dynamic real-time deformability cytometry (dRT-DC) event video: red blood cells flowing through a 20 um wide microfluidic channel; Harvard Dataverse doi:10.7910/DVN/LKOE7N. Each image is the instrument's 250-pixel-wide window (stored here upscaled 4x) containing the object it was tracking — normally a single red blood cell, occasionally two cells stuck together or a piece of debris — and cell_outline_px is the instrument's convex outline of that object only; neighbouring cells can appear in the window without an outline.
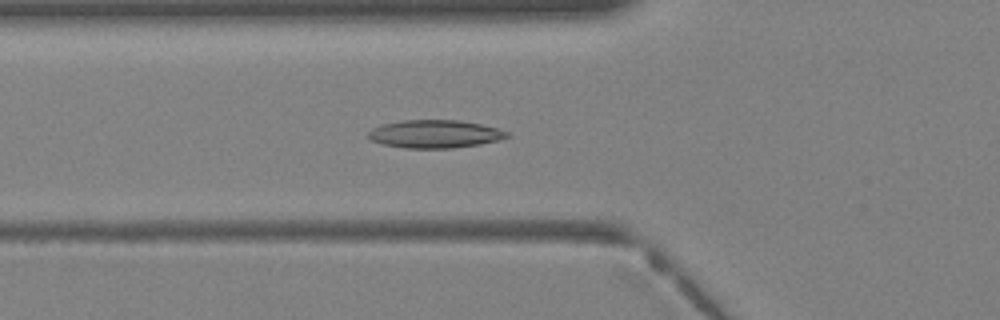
{"species": "Egyptian fruit bat (a non-hibernating species)", "species_latin": "Rousettus aegyptiacus", "temperature_condition": "warm", "stored_images_in_passage": 40, "camera_frame_rate_fps": 3000, "um_per_image_px": 0.085, "animal": {"sex": "female"}, "frame": {"image": 1, "passage_image": 15, "time_ms": 4.667, "image_size_px": [1000, 320], "cell_outline_px": [[512, 136], [500, 140], [480, 144], [452, 148], [404, 148], [384, 144], [372, 140], [368, 136], [368, 132], [372, 128], [384, 124], [404, 120], [460, 120], [480, 124], [496, 128], [508, 132]], "centroid_in_image_um": [37.0, 11.39], "position_along_channel_um": 88.8, "area_um2": 22.54}}
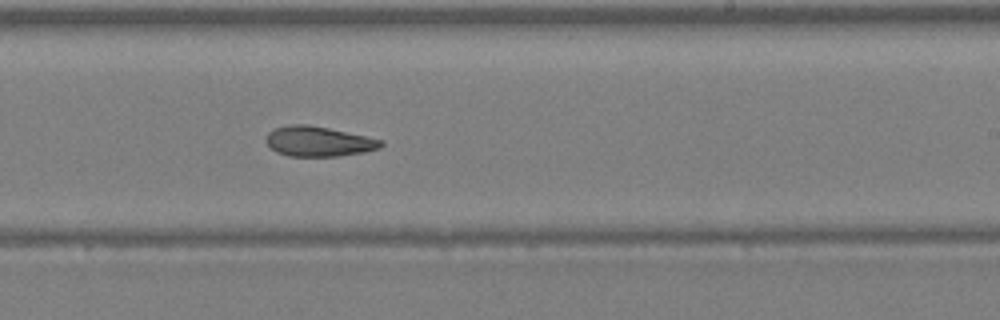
{"frame": {"image": 2, "passage_image": 25, "time_ms": 8.0, "image_size_px": [1000, 320], "cell_outline_px": [[384, 144], [380, 148], [364, 152], [336, 156], [288, 156], [276, 152], [264, 140], [268, 132], [272, 128], [292, 124], [308, 124], [328, 128], [384, 140]], "centroid_in_image_um": [27.05, 12.01], "position_along_channel_um": 262.0, "area_um2": 20.17}}
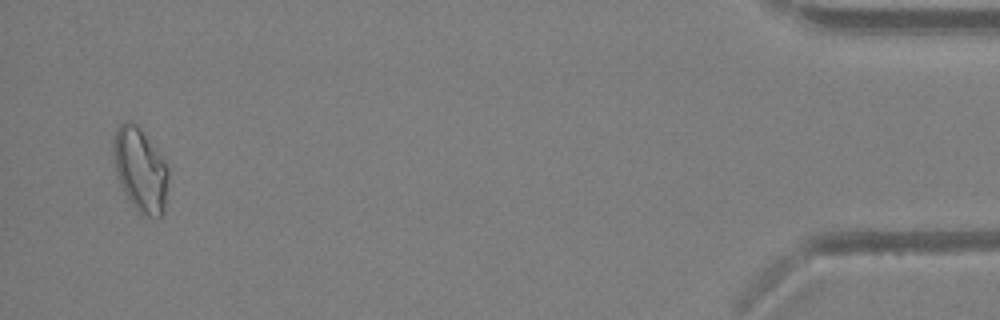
{"frame": {"image": 3, "passage_image": 39, "time_ms": 12.667, "image_size_px": [1000, 320], "cell_outline_px": [[168, 180], [164, 212], [160, 216], [148, 216], [140, 212], [128, 200], [116, 176], [112, 152], [112, 140], [116, 128], [124, 120], [128, 120], [136, 124], [140, 128], [156, 148], [164, 160], [168, 168]], "centroid_in_image_um": [11.89, 14.39], "position_along_channel_um": 423.3, "area_um2": 27.05}}